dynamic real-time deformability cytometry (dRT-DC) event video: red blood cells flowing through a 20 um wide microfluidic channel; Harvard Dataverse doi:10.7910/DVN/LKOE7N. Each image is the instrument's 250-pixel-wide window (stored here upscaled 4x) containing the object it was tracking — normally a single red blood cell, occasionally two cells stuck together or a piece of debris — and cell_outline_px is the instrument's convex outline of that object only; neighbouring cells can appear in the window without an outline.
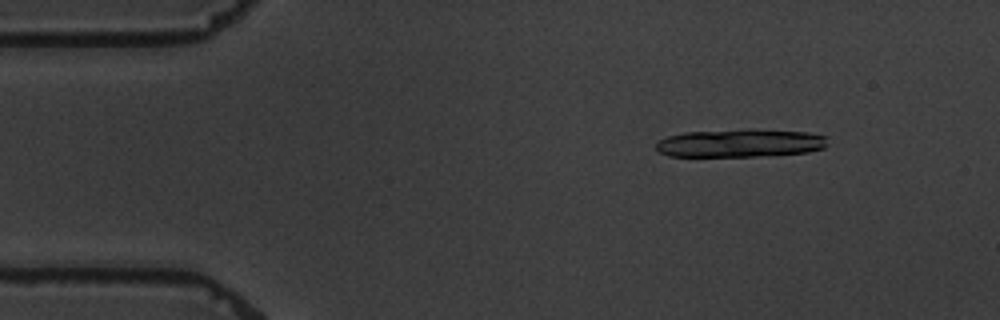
{"species": "common noctule bat (a hibernating species)", "species_latin": "Nyctalus noctula", "temperature_condition": "warm", "stored_images_in_passage": 5, "camera_frame_rate_fps": 3000, "um_per_image_px": 0.085, "animal": {"sex": "male", "body_mass_g": 19.5, "forearm_length_mm": 54.6}, "frame": {"image": 1, "passage_image": 2, "time_ms": 1.333, "image_size_px": [1000, 320], "cell_outline_px": [[824, 148], [808, 152], [756, 156], [668, 156], [660, 152], [656, 148], [656, 144], [660, 140], [668, 136], [684, 132], [808, 132], [824, 136]], "centroid_in_image_um": [62.83, 12.22], "position_along_channel_um": 22.2, "area_um2": 26.3}}